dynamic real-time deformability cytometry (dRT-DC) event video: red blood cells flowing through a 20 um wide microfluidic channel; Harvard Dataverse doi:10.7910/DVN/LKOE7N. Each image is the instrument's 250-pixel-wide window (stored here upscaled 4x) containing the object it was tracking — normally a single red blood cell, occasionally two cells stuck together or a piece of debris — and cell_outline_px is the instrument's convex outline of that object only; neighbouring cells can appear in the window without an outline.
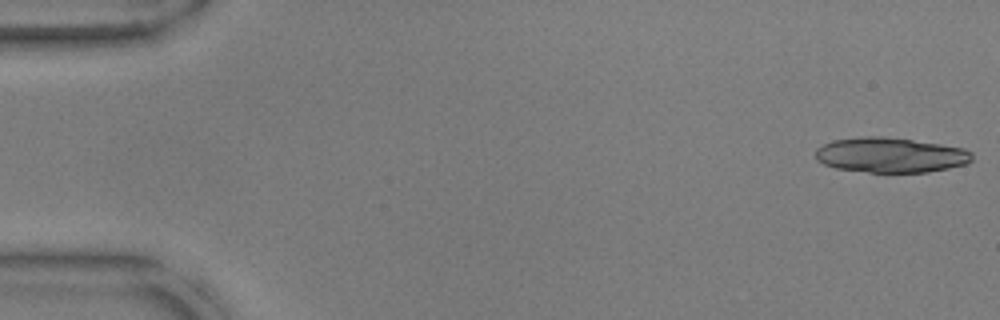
{"species": "common noctule bat (a hibernating species)", "species_latin": "Nyctalus noctula", "temperature_condition": "warm", "stored_images_in_passage": 30, "camera_frame_rate_fps": 3000, "um_per_image_px": 0.085, "animal": {"sex": "male", "body_mass_g": 17.9, "forearm_length_mm": 54.2}, "frame": {"image": 1, "passage_image": 1, "time_ms": 0.0, "image_size_px": [1000, 320], "cell_outline_px": [[972, 160], [968, 164], [928, 172], [868, 172], [836, 168], [824, 164], [816, 160], [816, 148], [832, 140], [860, 136], [884, 136], [940, 144], [964, 148], [972, 152]], "centroid_in_image_um": [75.69, 13.17], "position_along_channel_um": 9.3, "area_um2": 32.08}}
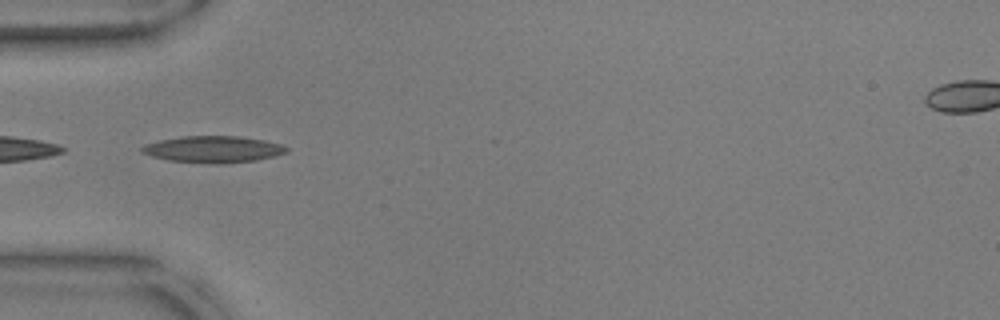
{"frame": {"image": 2, "passage_image": 17, "time_ms": 5.333, "image_size_px": [1000, 320], "cell_outline_px": [[288, 152], [256, 160], [224, 164], [220, 164], [168, 160], [152, 156], [140, 152], [140, 148], [148, 144], [160, 140], [184, 136], [240, 136], [264, 140], [280, 144], [288, 148]], "centroid_in_image_um": [18.13, 12.69], "position_along_channel_um": 66.9, "area_um2": 22.25}}